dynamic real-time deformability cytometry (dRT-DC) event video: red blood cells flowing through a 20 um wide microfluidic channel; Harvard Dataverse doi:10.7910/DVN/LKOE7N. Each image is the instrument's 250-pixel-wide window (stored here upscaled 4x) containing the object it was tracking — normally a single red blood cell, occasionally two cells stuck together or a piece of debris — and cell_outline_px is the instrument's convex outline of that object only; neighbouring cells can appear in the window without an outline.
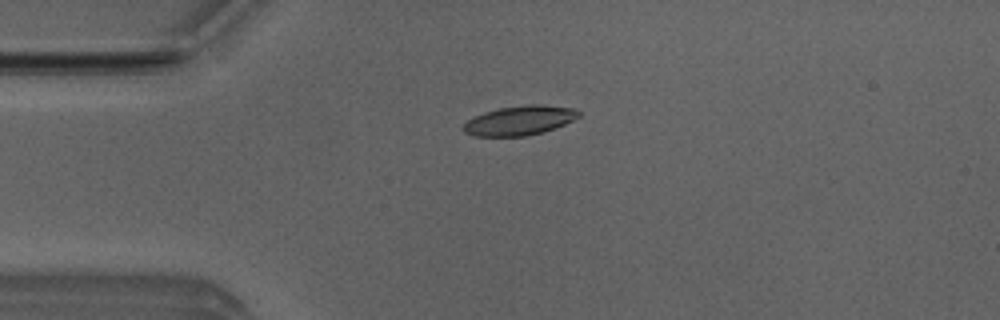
{"species": "Egyptian fruit bat (a non-hibernating species)", "species_latin": "Rousettus aegyptiacus", "temperature_condition": "room temperature", "stored_images_in_passage": 49, "camera_frame_rate_fps": 3000, "um_per_image_px": 0.085, "animal": {"sex": "male"}, "frame": {"image": 1, "passage_image": 9, "time_ms": 2.667, "image_size_px": [1000, 320], "cell_outline_px": [[580, 116], [564, 124], [544, 132], [524, 136], [476, 136], [464, 132], [460, 128], [468, 120], [484, 112], [500, 108], [528, 104], [540, 104], [576, 108], [580, 112]], "centroid_in_image_um": [44.17, 10.23], "position_along_channel_um": 40.8, "area_um2": 19.77}}
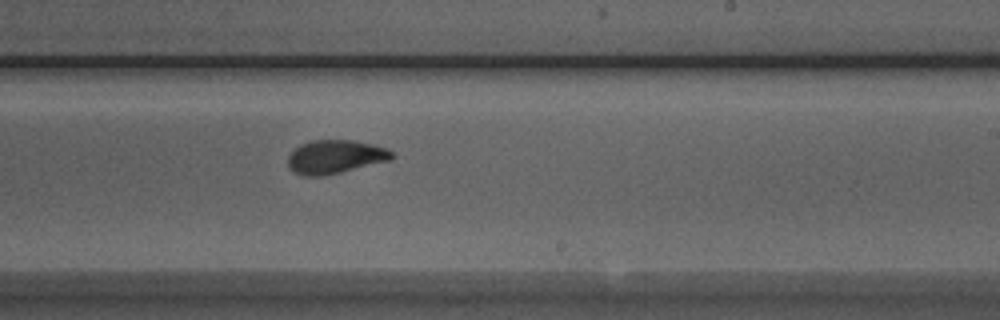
{"frame": {"image": 2, "passage_image": 28, "time_ms": 9.0, "image_size_px": [1000, 320], "cell_outline_px": [[396, 156], [392, 160], [340, 172], [320, 176], [304, 176], [288, 168], [288, 156], [300, 144], [312, 140], [352, 140], [372, 144], [388, 148]], "centroid_in_image_um": [28.52, 13.32], "position_along_channel_um": 260.5, "area_um2": 20.35}}
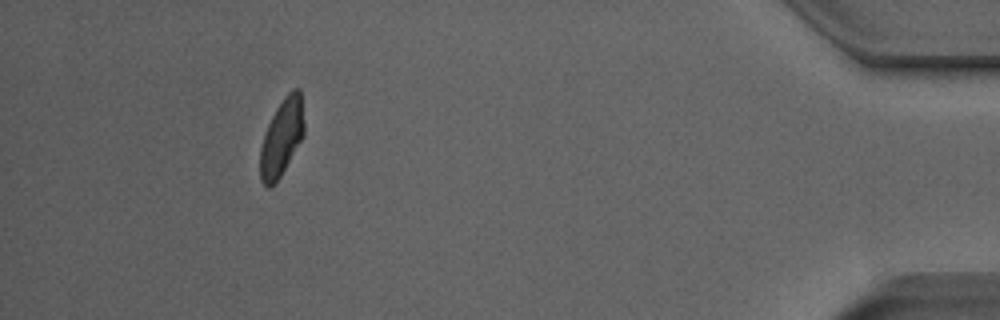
{"frame": {"image": 3, "passage_image": 45, "time_ms": 14.667, "image_size_px": [1000, 320], "cell_outline_px": [[304, 136], [280, 176], [268, 188], [260, 180], [260, 148], [268, 124], [276, 108], [284, 96], [292, 88], [300, 88], [304, 124]], "centroid_in_image_um": [23.95, 11.65], "position_along_channel_um": 411.2, "area_um2": 19.54}, "authors_computed_cell_mechanics": {"area_um2": 20.1722, "velocity_mm_per_s": 3.8345, "shape_relaxation_time_tau1_ms": 4.5599, "shape_relaxation_time_tau2_ms": 1.2279, "deformation_change_tau1": 0.1482, "deformation_change_tau2": 0.0604}}